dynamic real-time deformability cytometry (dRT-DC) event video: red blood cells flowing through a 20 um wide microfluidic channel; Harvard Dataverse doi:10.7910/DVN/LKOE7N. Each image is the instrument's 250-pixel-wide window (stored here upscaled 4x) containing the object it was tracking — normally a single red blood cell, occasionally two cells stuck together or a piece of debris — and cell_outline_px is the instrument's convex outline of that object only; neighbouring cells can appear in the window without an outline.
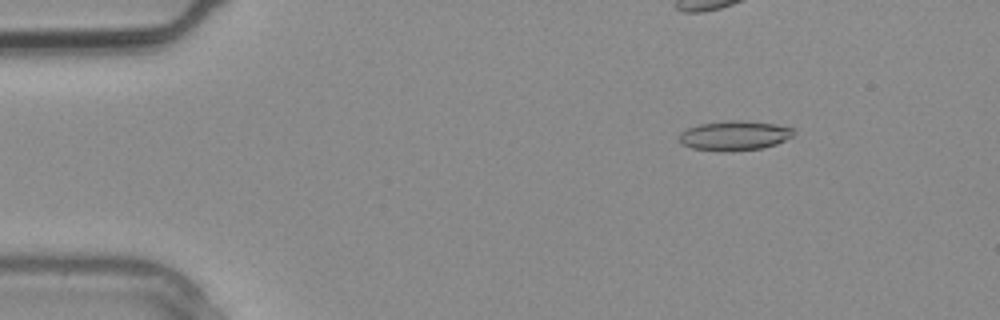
{"species": "common noctule bat (a hibernating species)", "species_latin": "Nyctalus noctula", "temperature_condition": "warm", "stored_images_in_passage": 3, "camera_frame_rate_fps": 3000, "um_per_image_px": 0.085, "animal": {"sex": "male", "body_mass_g": 20.4}, "frame": {"image": 1, "passage_image": 1, "time_ms": 0.0, "image_size_px": [1000, 320], "cell_outline_px": [[796, 132], [792, 136], [776, 144], [764, 148], [728, 152], [720, 152], [692, 148], [680, 144], [680, 132], [688, 128], [700, 124], [732, 120], [736, 120], [776, 124], [796, 128]], "centroid_in_image_um": [62.45, 11.54], "position_along_channel_um": 22.6, "area_um2": 19.94}}